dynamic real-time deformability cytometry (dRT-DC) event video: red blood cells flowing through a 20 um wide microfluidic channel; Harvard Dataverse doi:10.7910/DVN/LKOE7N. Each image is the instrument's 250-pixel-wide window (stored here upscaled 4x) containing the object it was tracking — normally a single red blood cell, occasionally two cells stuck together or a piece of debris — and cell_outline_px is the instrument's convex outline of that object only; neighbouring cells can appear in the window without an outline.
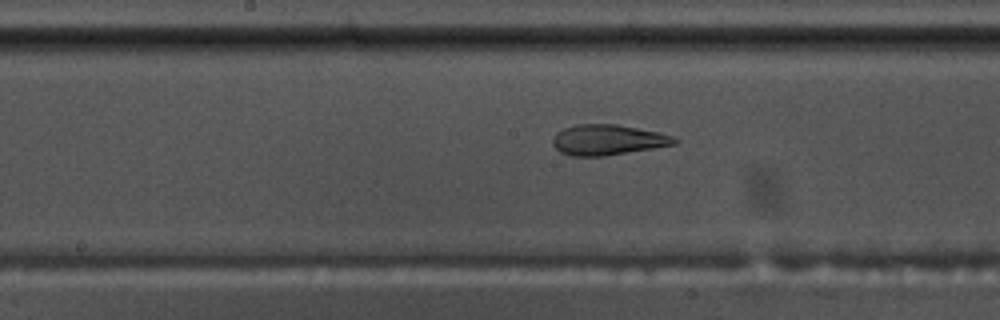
{"species": "common noctule bat (a hibernating species)", "species_latin": "Nyctalus noctula", "temperature_condition": "warm", "stored_images_in_passage": 54, "camera_frame_rate_fps": 3000, "um_per_image_px": 0.085, "animal": {"sex": "male", "body_mass_g": 17.5, "forearm_length_mm": 52.3}, "frame": {"image": 1, "passage_image": 27, "time_ms": 8.667, "image_size_px": [1000, 320], "cell_outline_px": [[680, 140], [676, 144], [604, 156], [572, 156], [560, 152], [552, 144], [552, 140], [556, 132], [564, 128], [576, 124], [616, 124], [660, 132], [676, 136]], "centroid_in_image_um": [51.68, 11.88], "position_along_channel_um": 196.5, "area_um2": 21.73}}
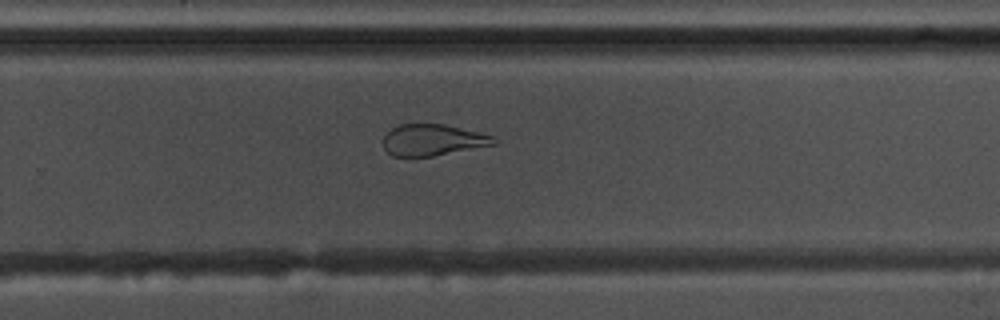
{"frame": {"image": 2, "passage_image": 35, "time_ms": 11.333, "image_size_px": [1000, 320], "cell_outline_px": [[496, 144], [432, 156], [392, 156], [384, 148], [384, 136], [392, 128], [400, 124], [444, 124], [492, 136], [496, 140]], "centroid_in_image_um": [36.75, 11.9], "position_along_channel_um": 293.0, "area_um2": 19.83}}
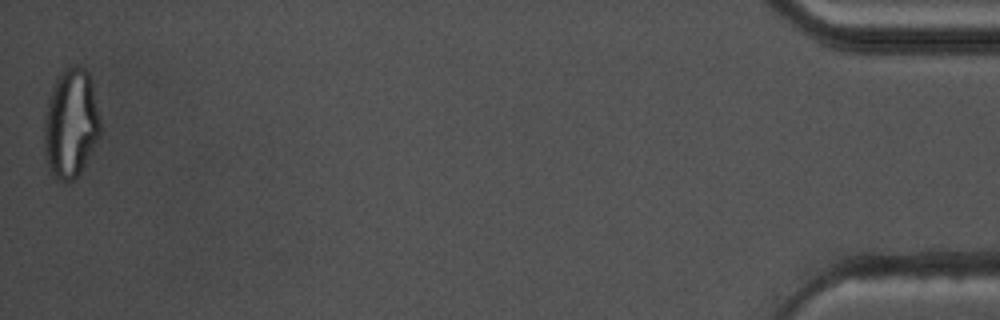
{"frame": {"image": 3, "passage_image": 54, "time_ms": 17.667, "image_size_px": [1000, 320], "cell_outline_px": [[100, 136], [80, 172], [72, 180], [60, 180], [52, 172], [48, 164], [44, 144], [44, 112], [48, 100], [56, 80], [68, 68], [76, 64], [84, 68], [88, 72], [100, 120]], "centroid_in_image_um": [6.02, 10.49], "position_along_channel_um": 429.2, "area_um2": 34.85}, "authors_computed_cell_mechanics": {"area_um2": 25.4609, "velocity_mm_per_s": 3.6323, "shape_relaxation_time_tau1_ms": null, "shape_relaxation_time_tau2_ms": 1.6638, "deformation_change_tau1": null, "deformation_change_tau2": 0.1049}}